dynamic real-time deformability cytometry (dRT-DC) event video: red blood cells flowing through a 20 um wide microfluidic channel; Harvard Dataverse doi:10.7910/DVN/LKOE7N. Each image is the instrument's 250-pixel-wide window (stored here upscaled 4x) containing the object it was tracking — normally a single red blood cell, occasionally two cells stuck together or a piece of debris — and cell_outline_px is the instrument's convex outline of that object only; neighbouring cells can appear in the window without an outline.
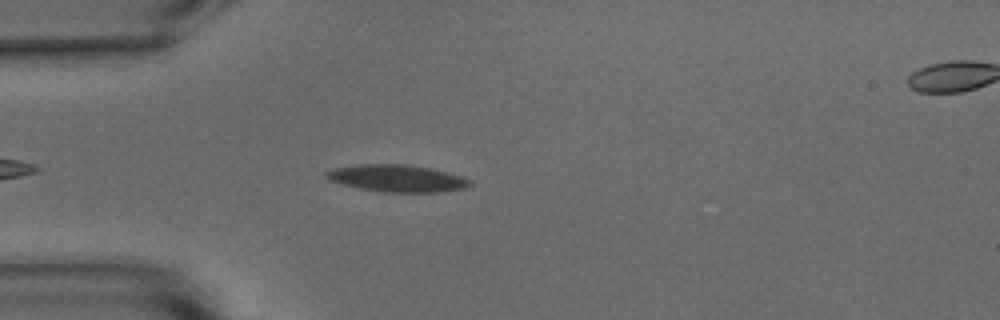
{"species": "common noctule bat (a hibernating species)", "species_latin": "Nyctalus noctula", "temperature_condition": "warm", "stored_images_in_passage": 30, "camera_frame_rate_fps": 3000, "um_per_image_px": 0.085, "animal": {"sex": "male", "body_mass_g": 15.6}, "frame": {"image": 1, "passage_image": 6, "time_ms": 1.667, "image_size_px": [1000, 320], "cell_outline_px": [[472, 184], [464, 188], [444, 192], [384, 192], [360, 188], [328, 180], [324, 176], [324, 172], [332, 168], [360, 164], [404, 164], [432, 168], [448, 172], [472, 180]], "centroid_in_image_um": [33.75, 15.15], "position_along_channel_um": 51.2, "area_um2": 22.77}}
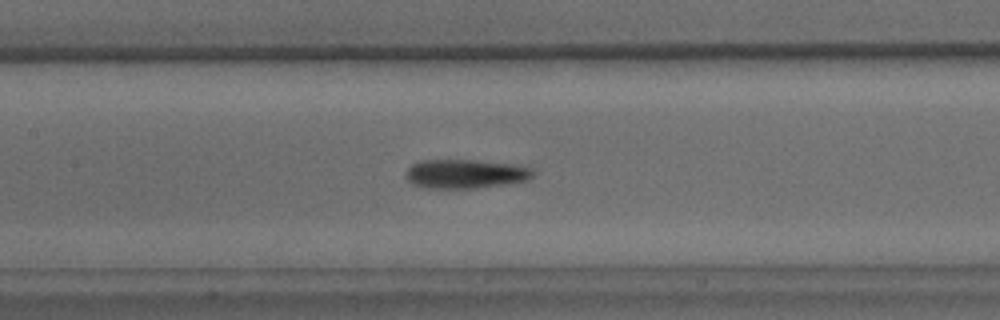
{"frame": {"image": 2, "passage_image": 16, "time_ms": 5.0, "image_size_px": [1000, 320], "cell_outline_px": [[536, 172], [528, 180], [508, 184], [476, 188], [428, 188], [412, 184], [408, 180], [404, 172], [412, 164], [420, 160], [476, 160], [520, 164], [532, 168]], "centroid_in_image_um": [39.61, 14.77], "position_along_channel_um": 167.8, "area_um2": 21.91}}
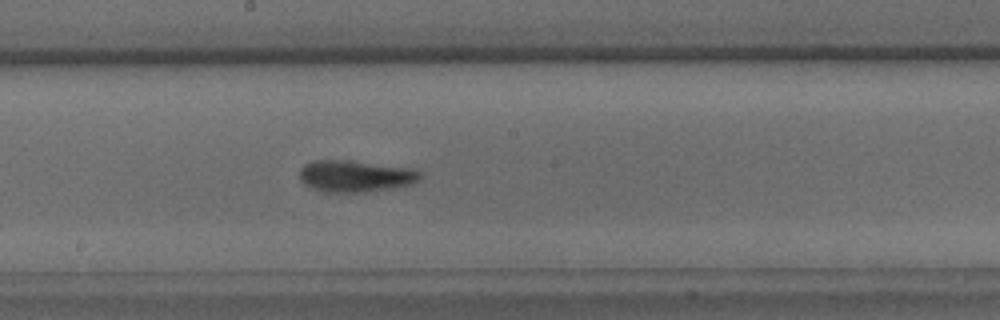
{"frame": {"image": 3, "passage_image": 20, "time_ms": 6.333, "image_size_px": [1000, 320], "cell_outline_px": [[424, 176], [420, 180], [412, 184], [364, 192], [324, 192], [308, 188], [300, 180], [300, 168], [304, 164], [312, 160], [352, 160], [412, 168], [424, 172]], "centroid_in_image_um": [30.21, 14.96], "position_along_channel_um": 218.0, "area_um2": 22.72}}